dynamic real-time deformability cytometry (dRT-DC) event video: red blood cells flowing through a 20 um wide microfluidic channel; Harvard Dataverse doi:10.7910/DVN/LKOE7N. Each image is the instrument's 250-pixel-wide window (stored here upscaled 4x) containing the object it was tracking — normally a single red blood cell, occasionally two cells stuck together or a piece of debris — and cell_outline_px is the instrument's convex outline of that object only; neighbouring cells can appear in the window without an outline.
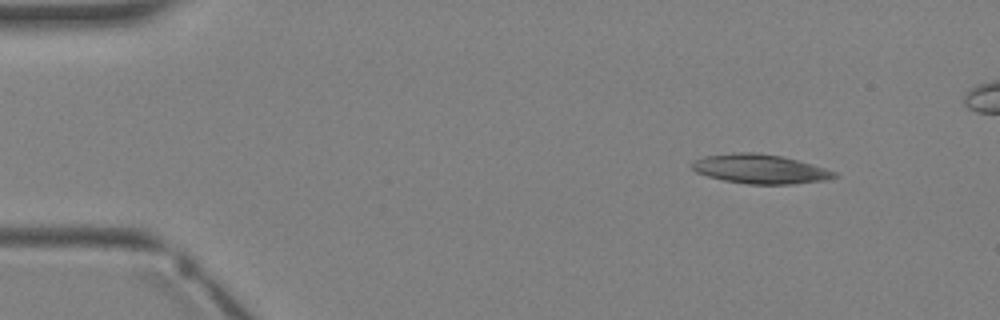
{"species": "Egyptian fruit bat (a non-hibernating species)", "species_latin": "Rousettus aegyptiacus", "temperature_condition": "warm", "stored_images_in_passage": 3, "camera_frame_rate_fps": 3000, "um_per_image_px": 0.085, "animal": {"sex": "female"}, "frame": {"image": 1, "passage_image": 1, "time_ms": 0.0, "image_size_px": [1000, 320], "cell_outline_px": [[840, 176], [828, 180], [792, 184], [748, 184], [724, 180], [708, 176], [696, 172], [688, 164], [692, 160], [704, 156], [732, 152], [756, 152], [780, 156], [812, 164], [836, 172]], "centroid_in_image_um": [64.58, 14.36], "position_along_channel_um": 20.4, "area_um2": 24.45}}